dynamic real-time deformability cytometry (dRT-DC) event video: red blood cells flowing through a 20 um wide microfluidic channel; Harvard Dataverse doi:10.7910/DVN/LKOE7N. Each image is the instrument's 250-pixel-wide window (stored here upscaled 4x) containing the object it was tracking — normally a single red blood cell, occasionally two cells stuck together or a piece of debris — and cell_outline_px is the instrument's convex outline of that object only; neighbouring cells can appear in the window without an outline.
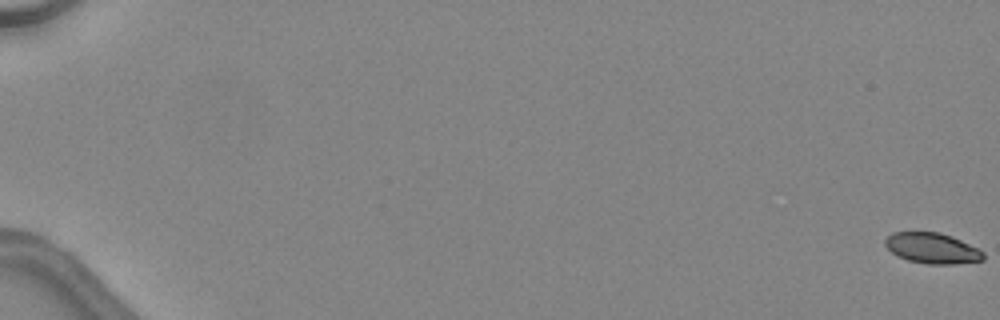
{"species": "common noctule bat (a hibernating species)", "species_latin": "Nyctalus noctula", "temperature_condition": "warm", "stored_images_in_passage": 49, "camera_frame_rate_fps": 3000, "um_per_image_px": 0.085, "animal": {"sex": "female", "body_mass_g": 24.6, "forearm_length_mm": 56.2}, "frame": {"image": 1, "passage_image": 1, "time_ms": 0.0, "image_size_px": [1000, 320], "cell_outline_px": [[984, 260], [956, 264], [928, 264], [908, 260], [896, 256], [884, 244], [884, 240], [892, 232], [940, 232], [952, 236], [984, 252]], "centroid_in_image_um": [79.22, 21.1], "position_along_channel_um": 5.8, "area_um2": 17.51}}
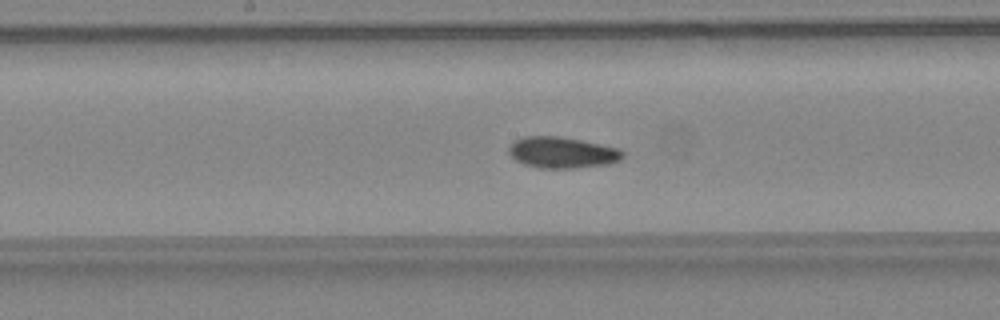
{"frame": {"image": 2, "passage_image": 29, "time_ms": 9.333, "image_size_px": [1000, 320], "cell_outline_px": [[624, 156], [620, 160], [608, 164], [576, 168], [540, 168], [524, 164], [516, 160], [508, 152], [508, 148], [516, 140], [524, 136], [560, 136], [620, 148], [624, 152]], "centroid_in_image_um": [47.81, 12.96], "position_along_channel_um": 200.4, "area_um2": 20.69}}
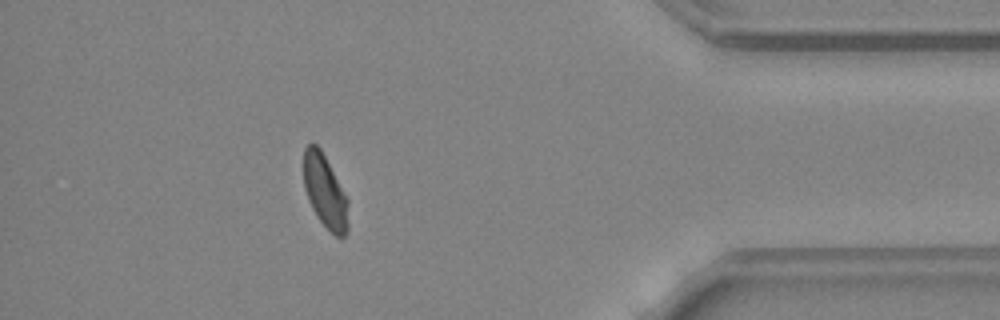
{"frame": {"image": 3, "passage_image": 45, "time_ms": 14.667, "image_size_px": [1000, 320], "cell_outline_px": [[348, 232], [344, 236], [336, 236], [316, 216], [308, 200], [304, 188], [304, 148], [308, 144], [316, 144], [320, 148], [348, 200]], "centroid_in_image_um": [27.62, 16.29], "position_along_channel_um": 407.6, "area_um2": 18.73}, "authors_computed_cell_mechanics": {"area_um2": 19.652, "velocity_mm_per_s": 4.5231, "shape_relaxation_time_tau1_ms": 6.393, "shape_relaxation_time_tau2_ms": 1.8061, "deformation_change_tau1": 0.1519, "deformation_change_tau2": 0.0518}}